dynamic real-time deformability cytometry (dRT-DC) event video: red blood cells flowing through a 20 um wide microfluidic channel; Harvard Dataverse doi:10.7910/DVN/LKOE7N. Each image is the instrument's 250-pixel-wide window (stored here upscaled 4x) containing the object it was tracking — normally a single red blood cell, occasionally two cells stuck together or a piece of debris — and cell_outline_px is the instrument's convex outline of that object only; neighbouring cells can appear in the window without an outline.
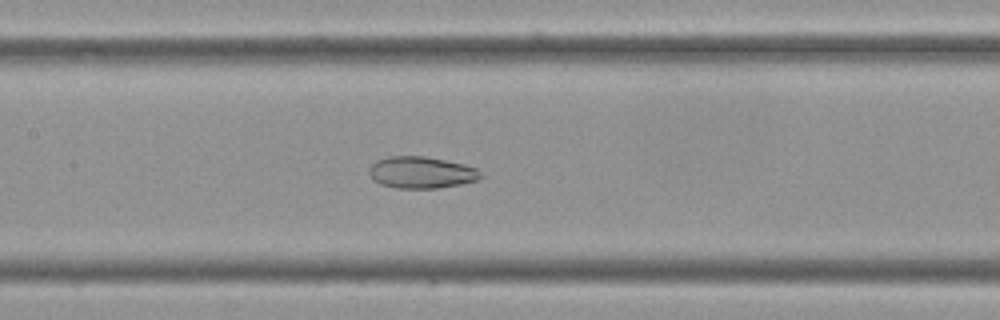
{"species": "Egyptian fruit bat (a non-hibernating species)", "species_latin": "Rousettus aegyptiacus", "temperature_condition": "cold", "stored_images_in_passage": 54, "camera_frame_rate_fps": 3000, "um_per_image_px": 0.085, "frame": {"image": 1, "passage_image": 23, "time_ms": 7.333, "image_size_px": [1000, 320], "cell_outline_px": [[484, 176], [476, 180], [460, 184], [436, 188], [396, 188], [380, 184], [372, 180], [368, 172], [368, 168], [376, 160], [388, 156], [424, 156], [464, 164], [476, 168]], "centroid_in_image_um": [35.77, 14.65], "position_along_channel_um": 171.6, "area_um2": 20.69}}
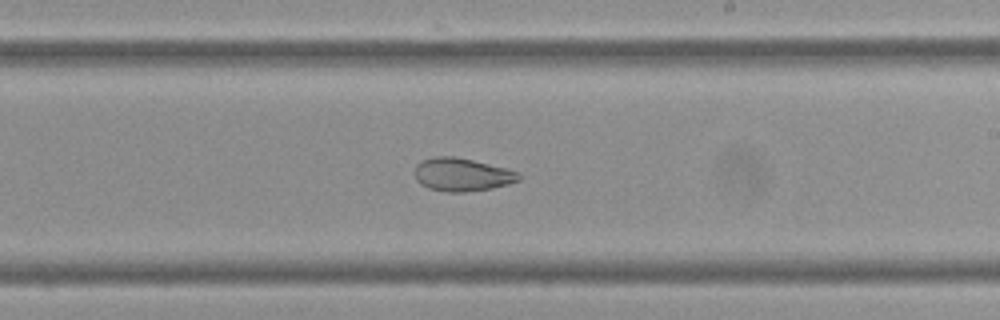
{"frame": {"image": 2, "passage_image": 30, "time_ms": 9.667, "image_size_px": [1000, 320], "cell_outline_px": [[520, 180], [508, 184], [492, 188], [464, 192], [448, 192], [428, 188], [420, 184], [416, 180], [416, 164], [420, 160], [436, 156], [456, 156], [504, 168], [516, 172], [520, 176]], "centroid_in_image_um": [39.23, 14.84], "position_along_channel_um": 249.8, "area_um2": 19.94}}
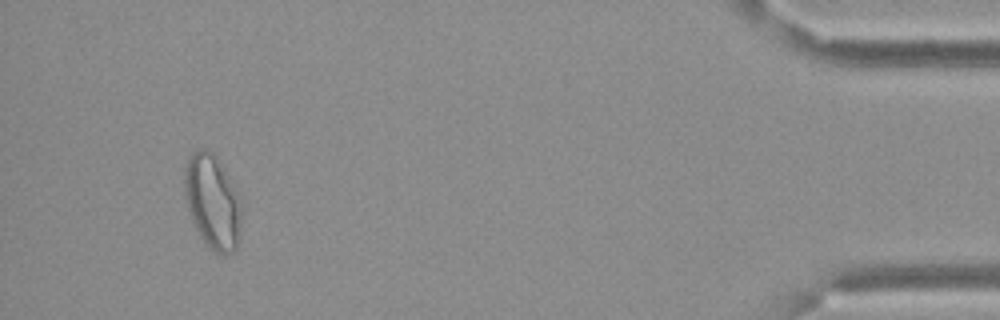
{"frame": {"image": 3, "passage_image": 51, "time_ms": 16.667, "image_size_px": [1000, 320], "cell_outline_px": [[240, 240], [236, 248], [232, 252], [224, 256], [216, 256], [204, 244], [192, 220], [184, 196], [184, 168], [188, 156], [192, 152], [200, 148], [204, 148], [212, 152], [236, 192], [240, 208]], "centroid_in_image_um": [18.02, 17.22], "position_along_channel_um": 417.2, "area_um2": 31.21}, "authors_computed_cell_mechanics": {"area_um2": 24.1315, "velocity_mm_per_s": 3.3582, "shape_relaxation_time_tau1_ms": null, "shape_relaxation_time_tau2_ms": 2.257, "deformation_change_tau1": null, "deformation_change_tau2": 0.0728}}